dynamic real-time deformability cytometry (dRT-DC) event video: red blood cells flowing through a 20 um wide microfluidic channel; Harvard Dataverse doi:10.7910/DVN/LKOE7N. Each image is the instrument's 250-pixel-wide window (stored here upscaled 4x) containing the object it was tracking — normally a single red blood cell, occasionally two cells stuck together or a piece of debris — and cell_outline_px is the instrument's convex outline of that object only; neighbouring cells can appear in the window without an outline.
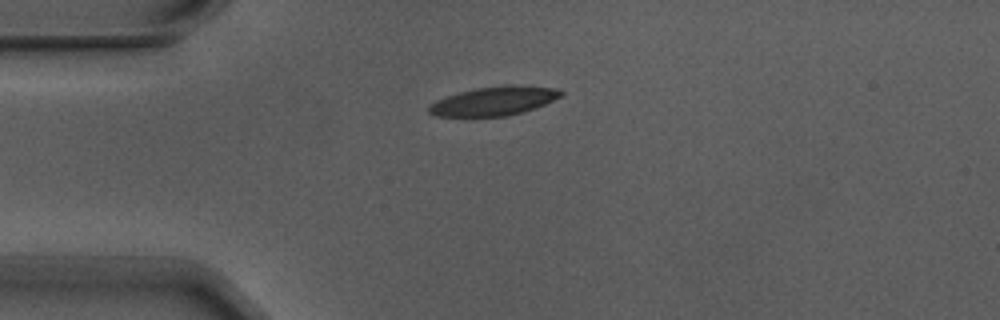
{"species": "Egyptian fruit bat (a non-hibernating species)", "species_latin": "Rousettus aegyptiacus", "temperature_condition": "warm", "stored_images_in_passage": 7, "camera_frame_rate_fps": 3000, "um_per_image_px": 0.085, "animal": {"sex": "male"}, "frame": {"image": 1, "passage_image": 1, "time_ms": 0.0, "image_size_px": [1000, 320], "cell_outline_px": [[564, 92], [560, 96], [536, 108], [524, 112], [508, 116], [436, 116], [428, 112], [428, 104], [436, 100], [460, 92], [476, 88], [512, 84], [516, 84], [552, 88]], "centroid_in_image_um": [41.97, 8.59], "position_along_channel_um": 43.0, "area_um2": 22.14}}
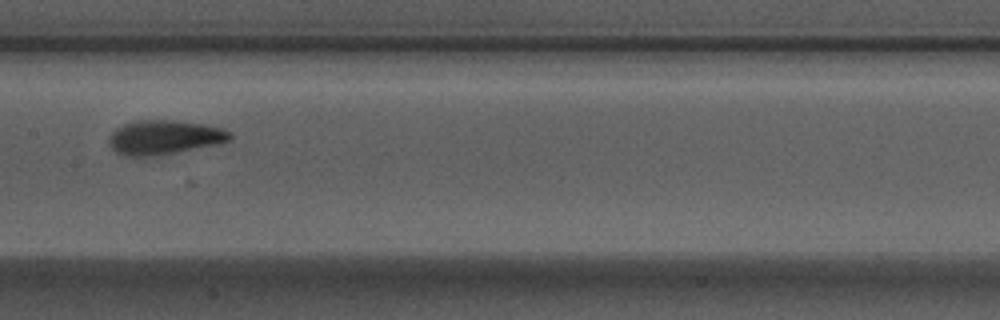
{"frame": {"image": 2, "passage_image": 5, "time_ms": 1.333, "image_size_px": [1000, 320], "cell_outline_px": [[232, 136], [228, 140], [216, 144], [152, 156], [124, 156], [116, 152], [108, 144], [108, 136], [116, 128], [124, 124], [136, 120], [172, 120], [200, 124], [224, 128], [232, 132]], "centroid_in_image_um": [13.91, 11.66], "position_along_channel_um": 193.5, "area_um2": 23.93}}
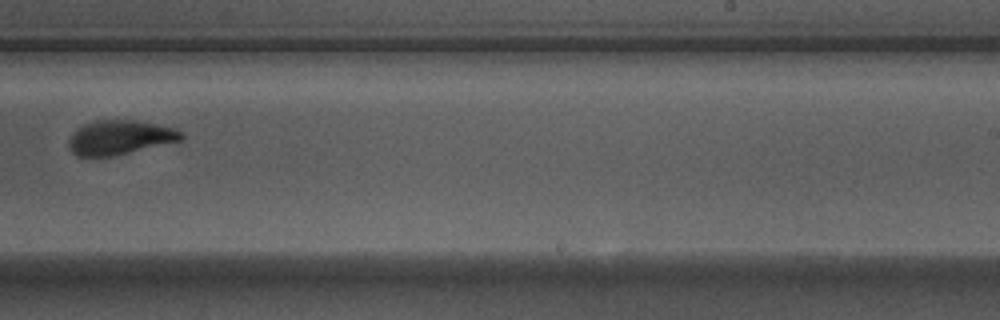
{"frame": {"image": 3, "passage_image": 7, "time_ms": 2.0, "image_size_px": [1000, 320], "cell_outline_px": [[184, 140], [112, 156], [76, 156], [72, 152], [68, 144], [68, 140], [72, 132], [76, 128], [84, 124], [96, 120], [136, 120], [176, 128], [184, 136]], "centroid_in_image_um": [10.18, 11.68], "position_along_channel_um": 278.8, "area_um2": 22.6}}